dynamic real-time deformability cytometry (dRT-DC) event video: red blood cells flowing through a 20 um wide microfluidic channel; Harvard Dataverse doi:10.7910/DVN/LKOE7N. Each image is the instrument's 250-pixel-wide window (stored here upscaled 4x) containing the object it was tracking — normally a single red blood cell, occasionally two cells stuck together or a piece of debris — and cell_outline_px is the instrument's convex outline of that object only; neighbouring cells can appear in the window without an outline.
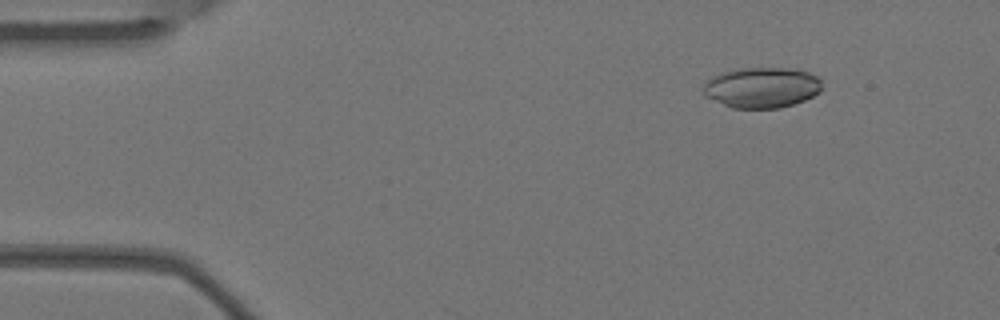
{"species": "Egyptian fruit bat (a non-hibernating species)", "species_latin": "Rousettus aegyptiacus", "temperature_condition": "warm", "stored_images_in_passage": 3, "camera_frame_rate_fps": 3000, "um_per_image_px": 0.085, "animal": {"sex": "female"}, "frame": {"image": 1, "passage_image": 1, "time_ms": 0.0, "image_size_px": [1000, 320], "cell_outline_px": [[820, 92], [804, 100], [780, 108], [732, 108], [704, 96], [704, 84], [712, 76], [724, 72], [744, 68], [784, 68], [808, 72], [816, 76], [820, 80]], "centroid_in_image_um": [64.73, 7.45], "position_along_channel_um": 20.3, "area_um2": 27.74}}